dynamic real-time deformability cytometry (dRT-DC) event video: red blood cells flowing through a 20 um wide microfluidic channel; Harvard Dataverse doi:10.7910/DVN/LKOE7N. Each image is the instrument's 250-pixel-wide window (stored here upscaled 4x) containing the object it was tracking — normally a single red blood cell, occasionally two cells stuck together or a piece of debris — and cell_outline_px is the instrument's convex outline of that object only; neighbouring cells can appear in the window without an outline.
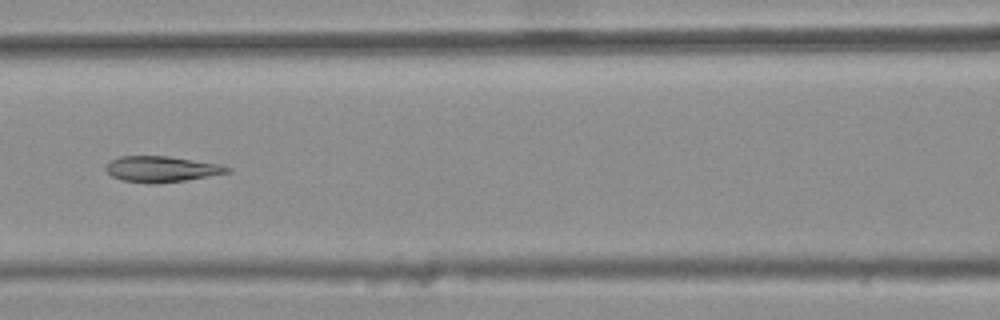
{"species": "common noctule bat (a hibernating species)", "species_latin": "Nyctalus noctula", "temperature_condition": "warm", "stored_images_in_passage": 5, "camera_frame_rate_fps": 3000, "um_per_image_px": 0.085, "animal": {"sex": "female", "body_mass_g": 25.1}, "frame": {"image": 1, "passage_image": 5, "time_ms": 1.333, "image_size_px": [1000, 320], "cell_outline_px": [[232, 168], [228, 172], [208, 176], [184, 180], [120, 180], [112, 176], [104, 168], [112, 160], [120, 156], [168, 156], [220, 164]], "centroid_in_image_um": [13.75, 14.31], "position_along_channel_um": 152.9, "area_um2": 17.17}}